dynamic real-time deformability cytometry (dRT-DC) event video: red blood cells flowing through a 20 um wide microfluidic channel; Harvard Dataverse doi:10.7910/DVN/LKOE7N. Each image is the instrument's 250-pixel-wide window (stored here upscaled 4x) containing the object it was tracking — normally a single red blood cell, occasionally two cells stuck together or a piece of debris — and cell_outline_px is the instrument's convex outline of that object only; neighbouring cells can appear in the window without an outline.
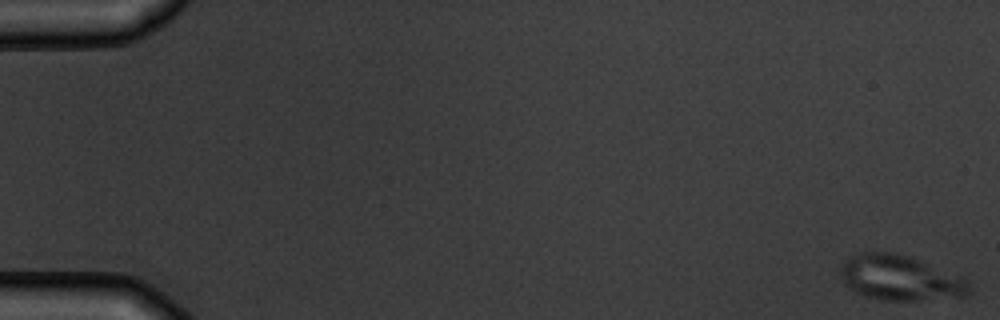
{"species": "common noctule bat (a hibernating species)", "species_latin": "Nyctalus noctula", "temperature_condition": "warm", "stored_images_in_passage": 6, "camera_frame_rate_fps": 3000, "um_per_image_px": 0.085, "animal": {"sex": "male", "body_mass_g": 19.5, "forearm_length_mm": 54.6}, "frame": {"image": 1, "passage_image": 1, "time_ms": 0.0, "image_size_px": [1000, 320], "cell_outline_px": [[972, 292], [968, 296], [916, 300], [884, 300], [864, 296], [848, 288], [840, 280], [840, 264], [852, 256], [860, 252], [892, 252], [908, 256], [968, 280], [972, 288]], "centroid_in_image_um": [76.47, 23.63], "position_along_channel_um": 8.5, "area_um2": 33.81}}